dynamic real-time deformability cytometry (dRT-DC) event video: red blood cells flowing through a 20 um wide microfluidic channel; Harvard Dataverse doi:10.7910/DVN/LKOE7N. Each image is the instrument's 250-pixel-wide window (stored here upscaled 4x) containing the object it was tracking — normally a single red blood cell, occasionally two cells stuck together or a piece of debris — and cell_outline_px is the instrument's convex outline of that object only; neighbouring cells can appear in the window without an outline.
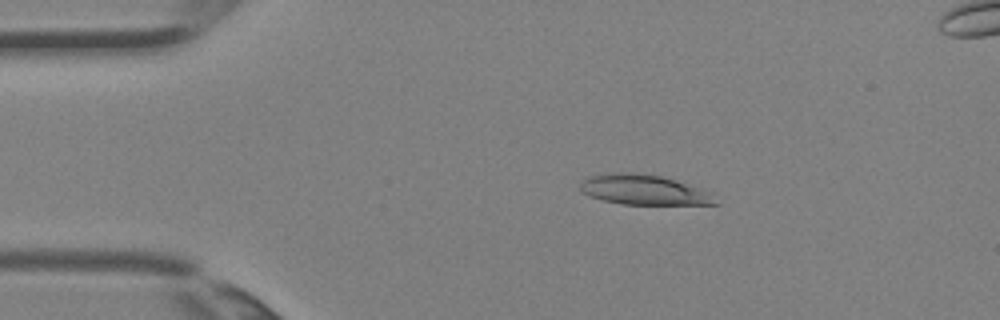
{"species": "Egyptian fruit bat (a non-hibernating species)", "species_latin": "Rousettus aegyptiacus", "temperature_condition": "room temperature", "stored_images_in_passage": 5, "camera_frame_rate_fps": 3000, "um_per_image_px": 0.085, "animal": {"sex": "female"}, "frame": {"image": 1, "passage_image": 3, "time_ms": 0.667, "image_size_px": [1000, 320], "cell_outline_px": [[720, 204], [620, 204], [588, 196], [580, 192], [580, 184], [584, 180], [592, 176], [608, 172], [632, 172], [660, 176], [684, 184], [704, 192]], "centroid_in_image_um": [54.56, 16.13], "position_along_channel_um": 30.4, "area_um2": 22.89}}